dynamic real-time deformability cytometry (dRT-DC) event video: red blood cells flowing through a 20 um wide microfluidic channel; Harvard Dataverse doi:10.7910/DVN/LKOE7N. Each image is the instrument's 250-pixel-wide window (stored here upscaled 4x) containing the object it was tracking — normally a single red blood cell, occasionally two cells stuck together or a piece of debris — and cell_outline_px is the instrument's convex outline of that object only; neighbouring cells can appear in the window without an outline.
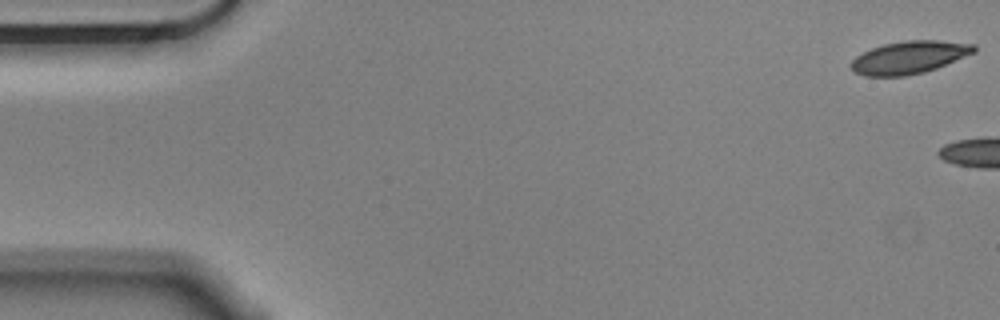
{"species": "Egyptian fruit bat (a non-hibernating species)", "species_latin": "Rousettus aegyptiacus", "temperature_condition": "cold", "stored_images_in_passage": 5, "camera_frame_rate_fps": 3000, "um_per_image_px": 0.085, "animal": {"sex": "male"}, "frame": {"image": 1, "passage_image": 1, "time_ms": 0.0, "image_size_px": [1000, 320], "cell_outline_px": [[976, 52], [936, 68], [924, 72], [908, 76], [864, 76], [852, 72], [848, 64], [856, 56], [872, 48], [884, 44], [908, 40], [936, 40], [976, 44]], "centroid_in_image_um": [77.26, 4.89], "position_along_channel_um": 7.7, "area_um2": 23.52}}